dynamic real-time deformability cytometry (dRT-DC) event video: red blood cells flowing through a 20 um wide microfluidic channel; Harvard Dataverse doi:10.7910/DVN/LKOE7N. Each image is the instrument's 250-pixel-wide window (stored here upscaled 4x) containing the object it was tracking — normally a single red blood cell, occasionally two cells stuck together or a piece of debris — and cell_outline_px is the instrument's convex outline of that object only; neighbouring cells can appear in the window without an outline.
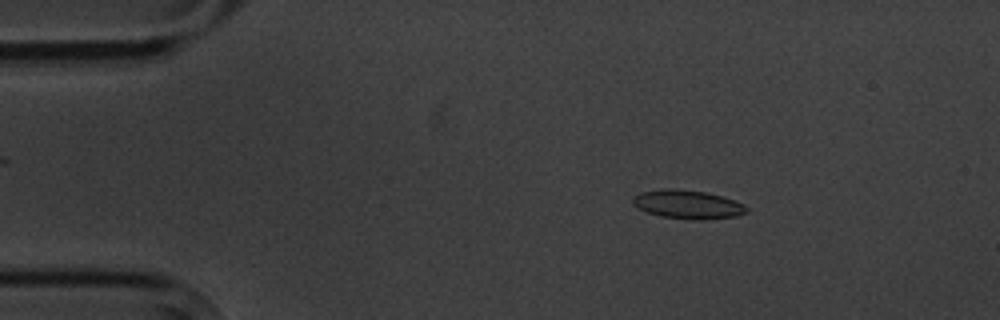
{"species": "common noctule bat (a hibernating species)", "species_latin": "Nyctalus noctula", "temperature_condition": "cold", "stored_images_in_passage": 4, "camera_frame_rate_fps": 3000, "um_per_image_px": 0.085, "animal": {"sex": "male", "body_mass_g": 20.1, "forearm_length_mm": 53.5}, "frame": {"image": 1, "passage_image": 2, "time_ms": 1.333, "image_size_px": [1000, 320], "cell_outline_px": [[748, 212], [736, 216], [700, 220], [660, 216], [636, 208], [632, 204], [632, 196], [640, 192], [664, 188], [668, 188], [704, 192], [724, 196], [744, 204], [748, 208]], "centroid_in_image_um": [58.43, 17.37], "position_along_channel_um": 26.6, "area_um2": 19.07}}